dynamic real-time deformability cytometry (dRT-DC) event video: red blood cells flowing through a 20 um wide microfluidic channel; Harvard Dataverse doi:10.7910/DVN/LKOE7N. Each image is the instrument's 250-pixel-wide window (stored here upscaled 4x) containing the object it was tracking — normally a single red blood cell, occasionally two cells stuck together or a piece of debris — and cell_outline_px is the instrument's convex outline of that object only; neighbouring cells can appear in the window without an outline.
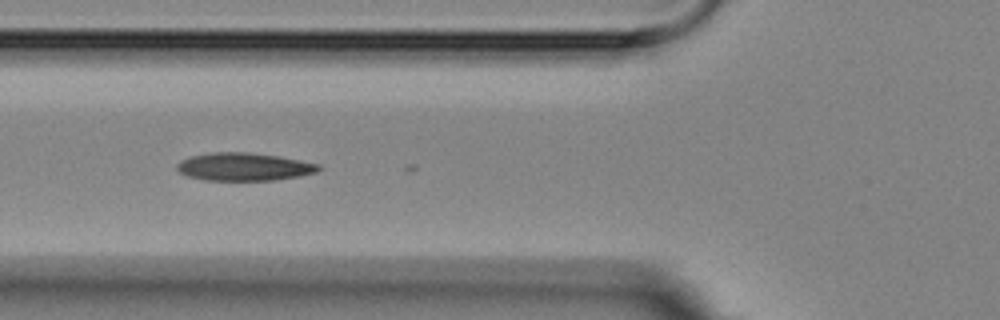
{"species": "Egyptian fruit bat (a non-hibernating species)", "species_latin": "Rousettus aegyptiacus", "temperature_condition": "room temperature", "stored_images_in_passage": 3, "camera_frame_rate_fps": 3000, "um_per_image_px": 0.085, "animal": {"sex": "female"}, "frame": {"image": 1, "passage_image": 2, "time_ms": 1.0, "image_size_px": [1000, 320], "cell_outline_px": [[324, 168], [316, 172], [300, 176], [276, 180], [204, 180], [188, 176], [180, 172], [176, 168], [176, 164], [180, 160], [192, 156], [212, 152], [248, 152], [280, 156], [320, 164]], "centroid_in_image_um": [20.77, 14.17], "position_along_channel_um": 105.0, "area_um2": 23.18}}